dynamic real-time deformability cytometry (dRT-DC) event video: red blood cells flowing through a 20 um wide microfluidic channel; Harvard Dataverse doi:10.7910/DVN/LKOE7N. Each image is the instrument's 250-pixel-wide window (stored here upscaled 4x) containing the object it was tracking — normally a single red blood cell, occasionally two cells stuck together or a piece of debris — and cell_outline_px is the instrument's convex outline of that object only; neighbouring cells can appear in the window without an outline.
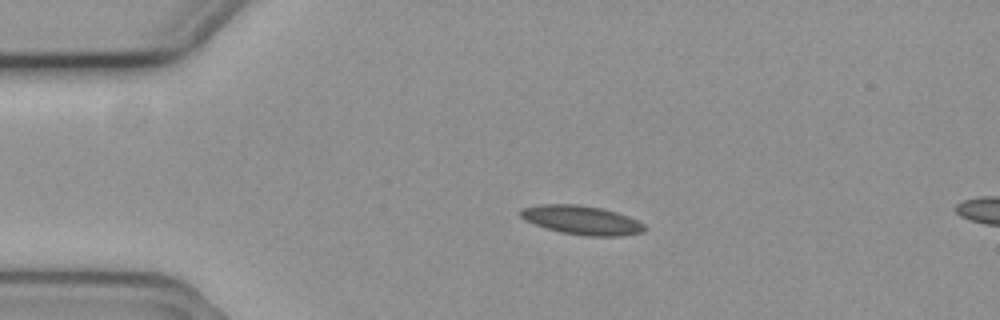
{"species": "common noctule bat (a hibernating species)", "species_latin": "Nyctalus noctula", "temperature_condition": "cold", "stored_images_in_passage": 6, "camera_frame_rate_fps": 3000, "um_per_image_px": 0.085, "animal": {"sex": "female", "body_mass_g": 19.3, "forearm_length_mm": 54.1}, "frame": {"image": 1, "passage_image": 3, "time_ms": 0.667, "image_size_px": [1000, 320], "cell_outline_px": [[648, 228], [644, 232], [620, 236], [584, 236], [560, 232], [524, 220], [520, 216], [520, 208], [540, 204], [576, 204], [600, 208], [616, 212], [628, 216], [644, 224]], "centroid_in_image_um": [49.45, 18.71], "position_along_channel_um": 35.5, "area_um2": 20.92}}